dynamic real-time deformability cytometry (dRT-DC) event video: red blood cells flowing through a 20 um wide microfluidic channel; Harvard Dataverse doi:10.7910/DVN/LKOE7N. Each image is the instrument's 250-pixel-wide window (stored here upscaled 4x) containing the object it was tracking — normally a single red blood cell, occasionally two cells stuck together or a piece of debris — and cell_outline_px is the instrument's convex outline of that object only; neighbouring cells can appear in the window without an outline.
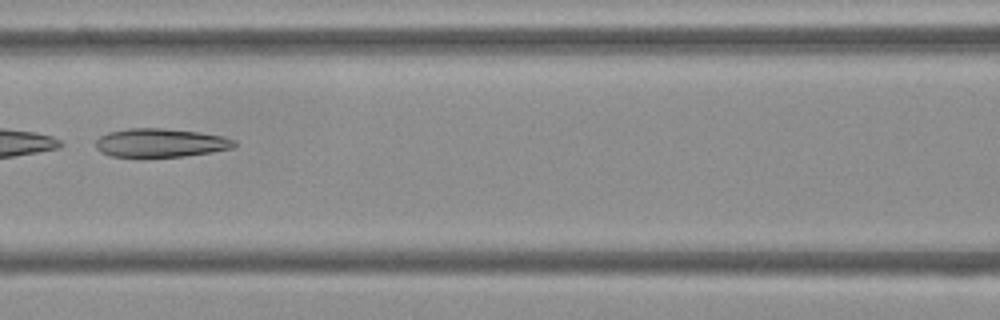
{"species": "Egyptian fruit bat (a non-hibernating species)", "species_latin": "Rousettus aegyptiacus", "temperature_condition": "cold", "stored_images_in_passage": 23, "camera_frame_rate_fps": 3000, "um_per_image_px": 0.085, "frame": {"image": 1, "passage_image": 7, "time_ms": 2.0, "image_size_px": [1000, 320], "cell_outline_px": [[236, 144], [232, 148], [212, 152], [184, 156], [112, 156], [100, 152], [96, 148], [96, 140], [100, 136], [108, 132], [128, 128], [164, 128], [200, 132], [224, 136], [236, 140]], "centroid_in_image_um": [13.66, 12.12], "position_along_channel_um": 152.9, "area_um2": 23.06}}
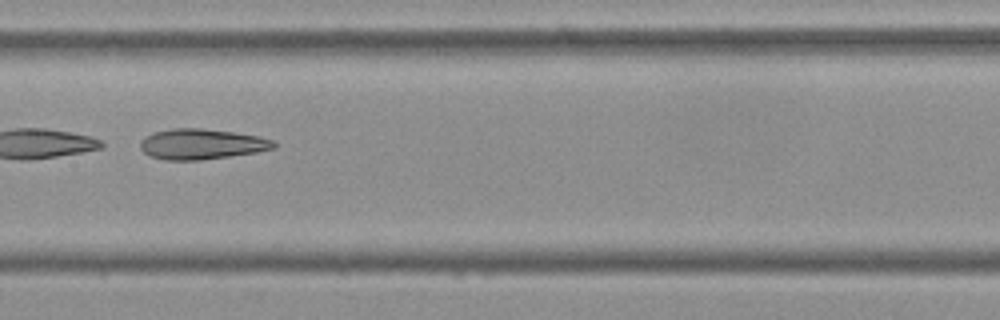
{"frame": {"image": 2, "passage_image": 10, "time_ms": 3.0, "image_size_px": [1000, 320], "cell_outline_px": [[276, 148], [256, 152], [200, 160], [164, 160], [148, 156], [140, 148], [140, 140], [144, 136], [156, 132], [172, 128], [200, 128], [232, 132], [260, 136], [276, 140]], "centroid_in_image_um": [17.13, 12.25], "position_along_channel_um": 190.3, "area_um2": 23.81}}
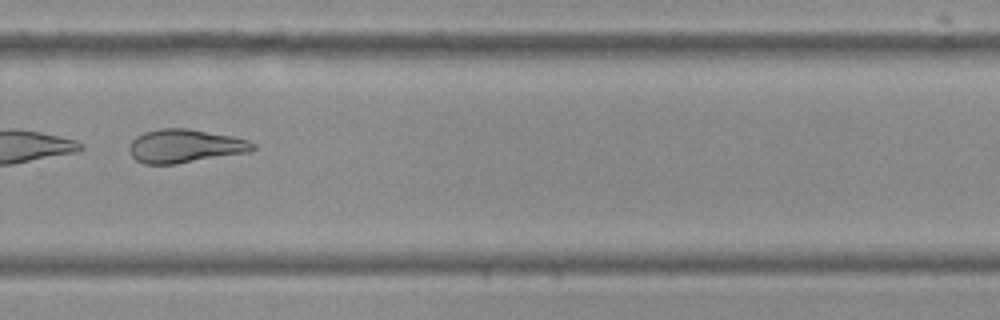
{"frame": {"image": 3, "passage_image": 20, "time_ms": 6.333, "image_size_px": [1000, 320], "cell_outline_px": [[256, 148], [248, 152], [176, 164], [144, 164], [136, 160], [128, 152], [128, 148], [132, 140], [136, 136], [144, 132], [160, 128], [188, 128], [232, 136], [248, 140], [256, 144]], "centroid_in_image_um": [15.7, 12.41], "position_along_channel_um": 314.1, "area_um2": 24.22}}